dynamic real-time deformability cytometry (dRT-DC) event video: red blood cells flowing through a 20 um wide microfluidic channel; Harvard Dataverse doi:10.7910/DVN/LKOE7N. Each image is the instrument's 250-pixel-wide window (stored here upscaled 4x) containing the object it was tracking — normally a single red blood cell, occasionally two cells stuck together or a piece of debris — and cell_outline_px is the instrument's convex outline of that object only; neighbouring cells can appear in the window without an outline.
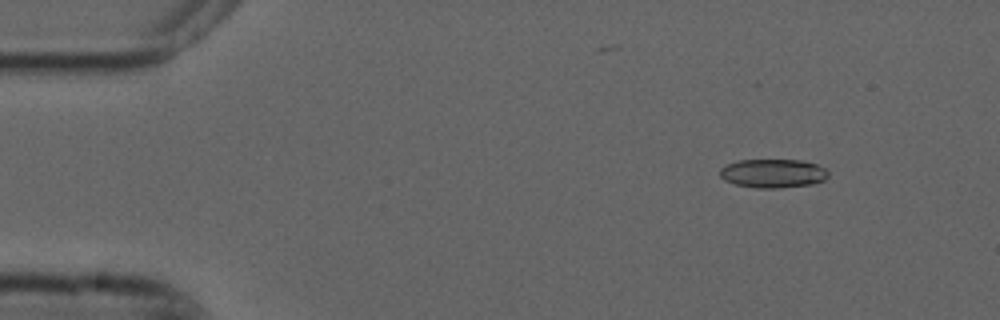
{"species": "common noctule bat (a hibernating species)", "species_latin": "Nyctalus noctula", "temperature_condition": "cold", "stored_images_in_passage": 7, "camera_frame_rate_fps": 3000, "um_per_image_px": 0.085, "animal": {"sex": "male", "forearm_length_mm": 52.5}, "frame": {"image": 1, "passage_image": 1, "time_ms": 0.0, "image_size_px": [1000, 320], "cell_outline_px": [[828, 176], [824, 180], [812, 184], [776, 188], [756, 188], [736, 184], [724, 180], [720, 176], [720, 168], [728, 164], [740, 160], [800, 160], [816, 164], [824, 168], [828, 172]], "centroid_in_image_um": [65.7, 14.74], "position_along_channel_um": 19.3, "area_um2": 18.03}}
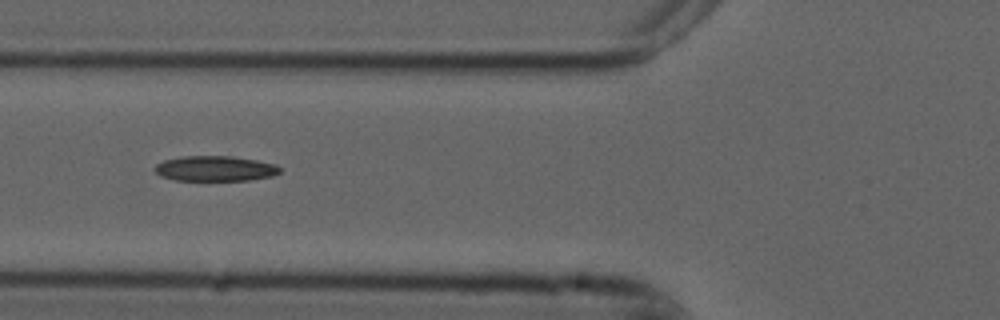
{"frame": {"image": 2, "passage_image": 5, "time_ms": 1.333, "image_size_px": [1000, 320], "cell_outline_px": [[280, 172], [272, 176], [248, 180], [172, 180], [160, 176], [152, 168], [156, 164], [164, 160], [184, 156], [232, 156], [256, 160], [276, 164], [280, 168]], "centroid_in_image_um": [18.25, 14.32], "position_along_channel_um": 107.5, "area_um2": 18.44}}
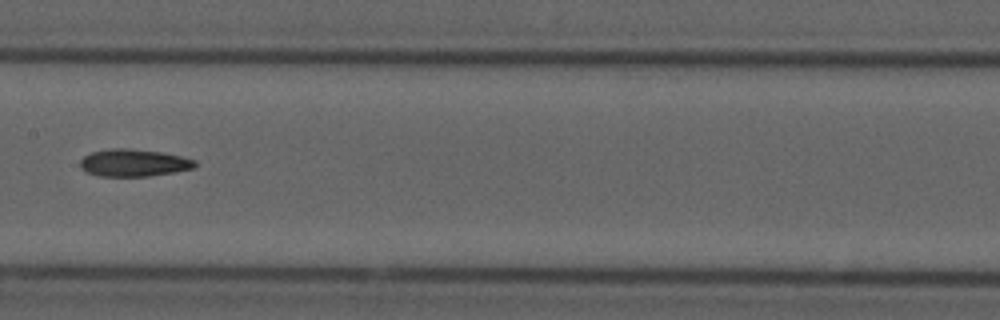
{"frame": {"image": 3, "passage_image": 7, "time_ms": 2.0, "image_size_px": [1000, 320], "cell_outline_px": [[196, 164], [192, 168], [172, 172], [148, 176], [96, 176], [84, 172], [80, 168], [80, 160], [84, 156], [92, 152], [108, 148], [128, 148], [160, 152], [180, 156], [196, 160]], "centroid_in_image_um": [11.29, 13.84], "position_along_channel_um": 196.1, "area_um2": 18.26}}